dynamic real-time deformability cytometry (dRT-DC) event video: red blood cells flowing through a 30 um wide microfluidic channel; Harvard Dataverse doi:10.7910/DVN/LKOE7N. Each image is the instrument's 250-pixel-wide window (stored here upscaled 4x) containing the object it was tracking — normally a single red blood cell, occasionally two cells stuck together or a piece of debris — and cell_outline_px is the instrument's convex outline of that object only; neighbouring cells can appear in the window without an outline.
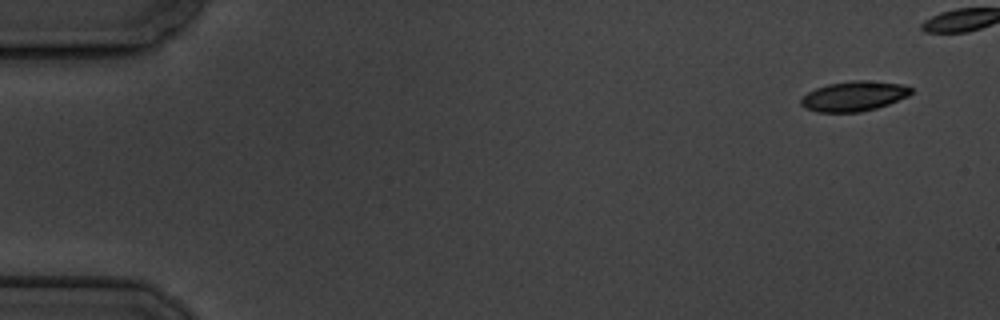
{"species": "common noctule bat (a hibernating species)", "species_latin": "Nyctalus noctula", "temperature_condition": "cold", "stored_images_in_passage": 6, "camera_frame_rate_fps": 3000, "um_per_image_px": 0.085, "animal": {"sex": "male", "body_mass_g": 19.5, "forearm_length_mm": 54.6}, "frame": {"image": 1, "passage_image": 1, "time_ms": 0.0, "image_size_px": [1000, 320], "cell_outline_px": [[912, 92], [908, 96], [888, 104], [876, 108], [860, 112], [816, 112], [804, 108], [800, 104], [800, 100], [808, 92], [816, 88], [828, 84], [852, 80], [864, 80], [904, 84], [912, 88]], "centroid_in_image_um": [72.58, 8.17], "position_along_channel_um": 12.4, "area_um2": 19.25}}
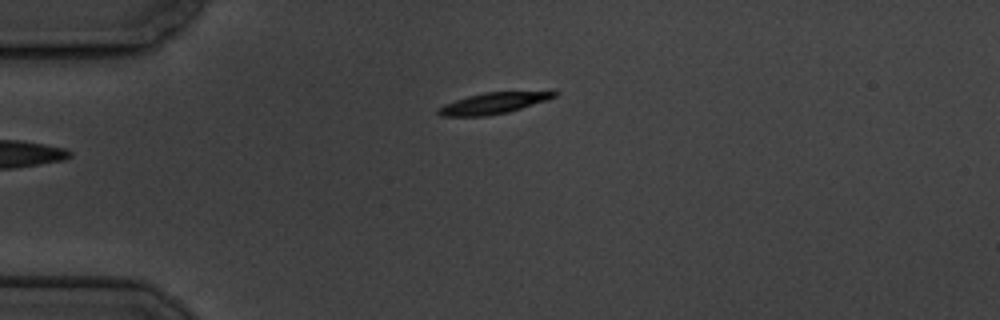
{"frame": {"image": 2, "passage_image": 6, "time_ms": 5.667, "image_size_px": [1000, 320], "cell_outline_px": [[560, 92], [556, 96], [548, 100], [508, 112], [488, 116], [440, 116], [436, 112], [436, 108], [444, 104], [468, 96], [484, 92], [552, 88]], "centroid_in_image_um": [42.11, 8.71], "position_along_channel_um": 42.9, "area_um2": 15.26}}